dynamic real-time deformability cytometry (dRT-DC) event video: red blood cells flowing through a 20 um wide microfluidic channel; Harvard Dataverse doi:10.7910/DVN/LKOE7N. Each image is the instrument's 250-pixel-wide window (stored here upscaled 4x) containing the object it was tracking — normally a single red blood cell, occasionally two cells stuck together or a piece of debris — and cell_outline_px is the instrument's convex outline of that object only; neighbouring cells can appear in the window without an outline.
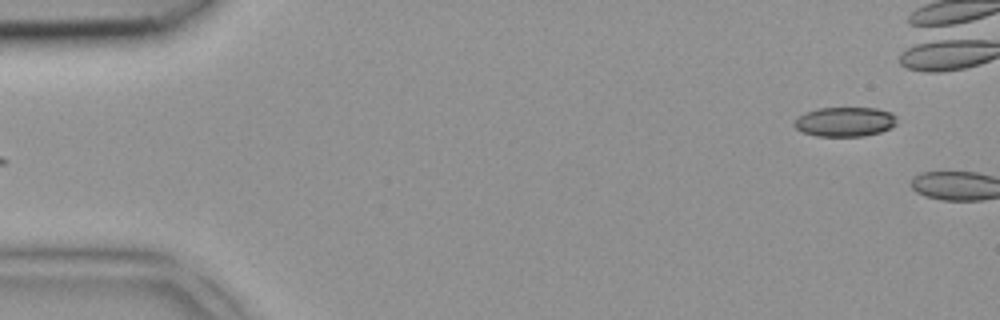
{"species": "common noctule bat (a hibernating species)", "species_latin": "Nyctalus noctula", "temperature_condition": "room temperature", "stored_images_in_passage": 5, "camera_frame_rate_fps": 3000, "um_per_image_px": 0.085, "animal": {"sex": "female", "body_mass_g": 18.4}, "frame": {"image": 1, "passage_image": 5, "time_ms": 1.333, "image_size_px": [1000, 320], "cell_outline_px": [[896, 124], [892, 128], [880, 132], [864, 136], [816, 136], [804, 132], [796, 128], [792, 124], [804, 112], [816, 108], [876, 108], [892, 112], [896, 116]], "centroid_in_image_um": [71.84, 10.34], "position_along_channel_um": 13.2, "area_um2": 17.74}}